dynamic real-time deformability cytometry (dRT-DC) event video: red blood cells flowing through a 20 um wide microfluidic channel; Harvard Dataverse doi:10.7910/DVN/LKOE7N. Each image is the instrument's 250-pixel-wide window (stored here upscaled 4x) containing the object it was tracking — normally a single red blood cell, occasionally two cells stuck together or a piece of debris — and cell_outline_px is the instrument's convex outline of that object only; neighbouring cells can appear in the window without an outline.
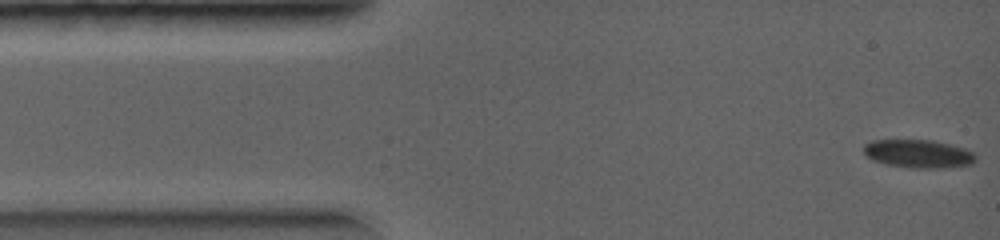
{"species": "common noctule bat (a hibernating species)", "species_latin": "Nyctalus noctula", "temperature_condition": "warm", "stored_images_in_passage": 7, "camera_frame_rate_fps": 5000, "um_per_image_px": 0.085, "animal": {"sex": "female", "body_mass_g": 19.0, "forearm_length_mm": 56.7}, "frame": {"image": 1, "passage_image": 1, "time_ms": 0.0, "image_size_px": [1000, 240], "cell_outline_px": [[976, 160], [972, 164], [936, 168], [912, 168], [888, 164], [872, 160], [864, 152], [864, 144], [872, 140], [932, 140], [964, 148], [972, 152], [976, 156]], "centroid_in_image_um": [78.05, 13.06], "position_along_channel_um": 6.9, "area_um2": 18.21}}